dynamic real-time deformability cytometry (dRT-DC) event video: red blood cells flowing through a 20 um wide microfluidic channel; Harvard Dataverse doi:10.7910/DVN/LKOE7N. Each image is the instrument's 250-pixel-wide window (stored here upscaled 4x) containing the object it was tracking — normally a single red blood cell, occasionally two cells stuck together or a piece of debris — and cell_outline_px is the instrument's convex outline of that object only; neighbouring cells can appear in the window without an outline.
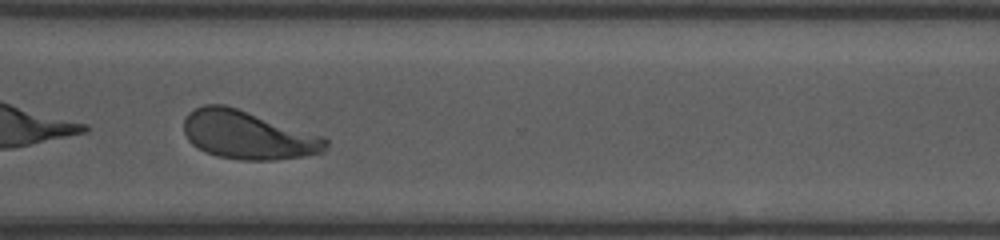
{"species": "human", "species_latin": "Homo sapiens", "temperature_condition": "room temperature", "stored_images_in_passage": 41, "camera_frame_rate_fps": 3000, "um_per_image_px": 0.085, "donor": {"sex": "female"}, "frame": {"image": 1, "passage_image": 30, "time_ms": 9.667, "image_size_px": [1000, 240], "cell_outline_px": [[328, 148], [324, 152], [304, 156], [272, 160], [240, 160], [216, 156], [204, 152], [192, 144], [188, 140], [184, 132], [184, 120], [188, 112], [204, 104], [224, 104], [324, 136], [328, 140]], "centroid_in_image_um": [21.07, 11.48], "position_along_channel_um": 349.5, "area_um2": 40.17}, "authors_computed_cell_mechanics": {"area_um2": 40.1132, "velocity_mm_per_s": 3.7146, "shape_relaxation_time_tau1_ms": 1.2506, "shape_relaxation_time_tau2_ms": 0.8192, "deformation_change_tau1": 0.2999, "deformation_change_tau2": 0.0841}}